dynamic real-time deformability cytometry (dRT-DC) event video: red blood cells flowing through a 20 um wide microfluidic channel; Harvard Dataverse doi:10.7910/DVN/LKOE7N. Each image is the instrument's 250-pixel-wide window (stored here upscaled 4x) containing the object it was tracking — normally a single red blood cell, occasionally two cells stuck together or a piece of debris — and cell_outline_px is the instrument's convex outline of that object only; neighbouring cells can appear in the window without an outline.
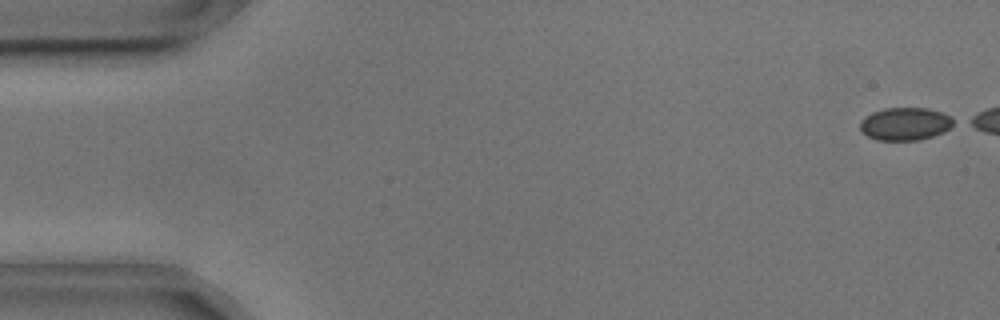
{"species": "common noctule bat (a hibernating species)", "species_latin": "Nyctalus noctula", "temperature_condition": "cold", "stored_images_in_passage": 15, "camera_frame_rate_fps": 3000, "um_per_image_px": 0.085, "animal": {"sex": "male", "body_mass_g": 17.9, "forearm_length_mm": 54.2}, "frame": {"image": 1, "passage_image": 1, "time_ms": 0.0, "image_size_px": [1000, 320], "cell_outline_px": [[956, 124], [944, 132], [920, 140], [876, 140], [860, 132], [860, 120], [872, 112], [884, 108], [928, 108], [940, 112], [956, 120]], "centroid_in_image_um": [76.94, 10.53], "position_along_channel_um": 8.1, "area_um2": 18.03}}